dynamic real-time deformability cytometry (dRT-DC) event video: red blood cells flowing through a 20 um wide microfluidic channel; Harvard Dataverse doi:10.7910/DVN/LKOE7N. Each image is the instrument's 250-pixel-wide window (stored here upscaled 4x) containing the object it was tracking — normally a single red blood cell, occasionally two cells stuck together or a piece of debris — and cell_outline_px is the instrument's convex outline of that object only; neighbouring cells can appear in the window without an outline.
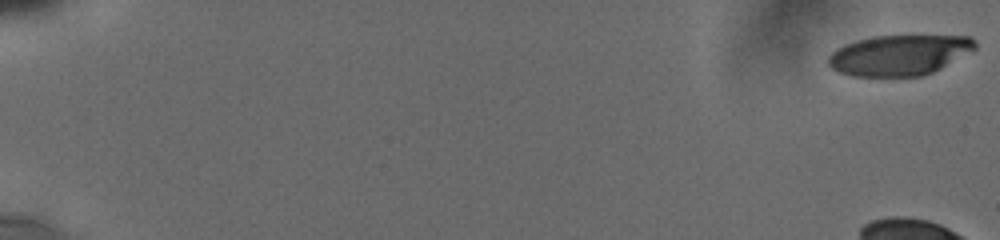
{"species": "human", "species_latin": "Homo sapiens", "temperature_condition": "cold", "stored_images_in_passage": 12, "camera_frame_rate_fps": 3000, "um_per_image_px": 0.085, "donor": {"sex": "male"}, "frame": {"image": 1, "passage_image": 1, "time_ms": 0.0, "image_size_px": [1000, 240], "cell_outline_px": [[976, 48], [940, 68], [924, 76], [852, 76], [840, 72], [832, 68], [828, 64], [828, 56], [836, 48], [844, 44], [856, 40], [872, 36], [968, 36], [976, 44]], "centroid_in_image_um": [76.38, 4.68], "position_along_channel_um": 8.6, "area_um2": 34.33}}